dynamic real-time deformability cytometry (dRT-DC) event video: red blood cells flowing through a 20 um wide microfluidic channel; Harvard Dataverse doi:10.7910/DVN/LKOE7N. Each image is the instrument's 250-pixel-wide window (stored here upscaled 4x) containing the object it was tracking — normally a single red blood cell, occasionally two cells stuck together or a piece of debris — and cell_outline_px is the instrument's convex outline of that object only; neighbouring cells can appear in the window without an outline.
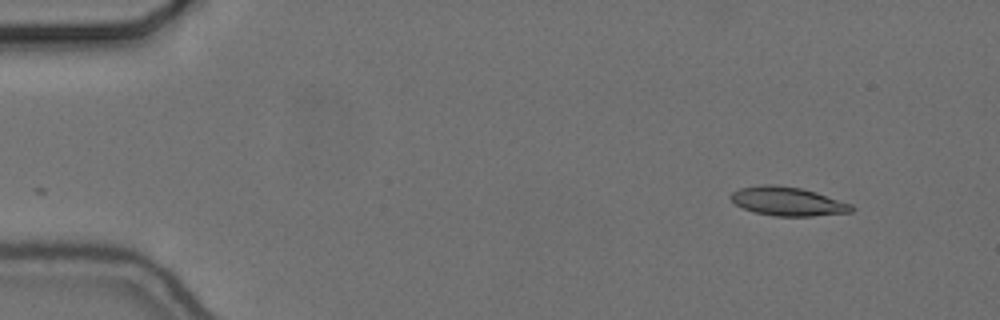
{"species": "common noctule bat (a hibernating species)", "species_latin": "Nyctalus noctula", "temperature_condition": "cold", "stored_images_in_passage": 10, "camera_frame_rate_fps": 3000, "um_per_image_px": 0.085, "animal": {"sex": "female", "body_mass_g": 24.6, "forearm_length_mm": 56.2}, "frame": {"image": 1, "passage_image": 1, "time_ms": 0.0, "image_size_px": [1000, 320], "cell_outline_px": [[856, 208], [852, 212], [812, 216], [772, 216], [752, 212], [736, 204], [728, 196], [732, 192], [740, 188], [760, 184], [776, 184], [800, 188], [816, 192], [852, 204]], "centroid_in_image_um": [66.95, 17.11], "position_along_channel_um": 18.1, "area_um2": 20.46}}